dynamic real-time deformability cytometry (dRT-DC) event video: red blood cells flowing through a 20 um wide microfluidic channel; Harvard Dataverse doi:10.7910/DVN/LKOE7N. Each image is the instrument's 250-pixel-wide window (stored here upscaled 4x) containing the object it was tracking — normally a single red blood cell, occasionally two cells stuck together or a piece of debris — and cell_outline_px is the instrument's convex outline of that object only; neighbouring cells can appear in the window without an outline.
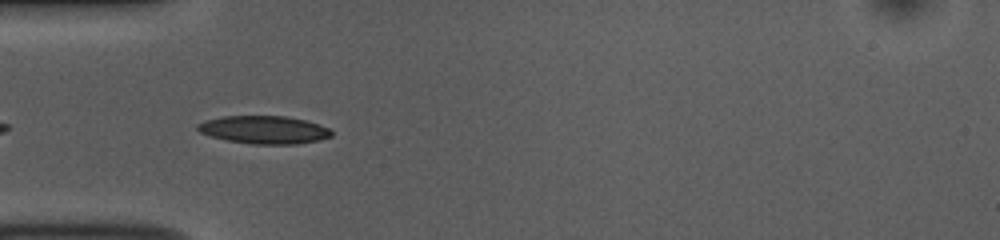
{"species": "common noctule bat (a hibernating species)", "species_latin": "Nyctalus noctula", "temperature_condition": "room temperature", "stored_images_in_passage": 39, "camera_frame_rate_fps": 3000, "um_per_image_px": 0.085, "animal": {"sex": "female", "body_mass_g": 10.0, "forearm_length_mm": 53.1}, "frame": {"image": 1, "passage_image": 3, "time_ms": 0.667, "image_size_px": [1000, 240], "cell_outline_px": [[332, 136], [320, 140], [296, 144], [252, 144], [228, 140], [212, 136], [200, 132], [196, 128], [196, 124], [204, 120], [224, 116], [284, 116], [304, 120], [328, 128], [332, 132]], "centroid_in_image_um": [22.42, 11.03], "position_along_channel_um": 62.6, "area_um2": 21.62}}
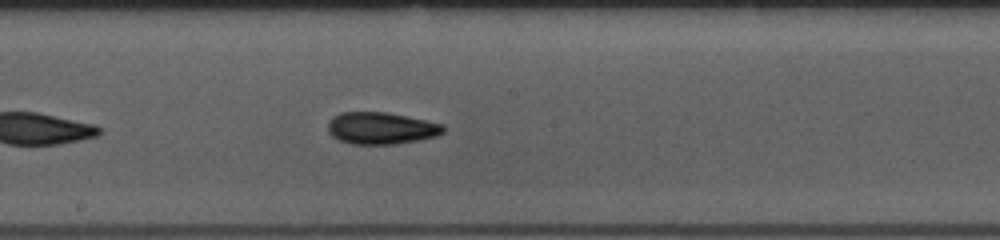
{"frame": {"image": 2, "passage_image": 15, "time_ms": 4.667, "image_size_px": [1000, 240], "cell_outline_px": [[444, 132], [436, 136], [420, 140], [396, 144], [352, 144], [340, 140], [332, 136], [328, 132], [328, 120], [332, 116], [340, 112], [388, 112], [444, 124]], "centroid_in_image_um": [32.38, 10.89], "position_along_channel_um": 215.8, "area_um2": 21.68}}
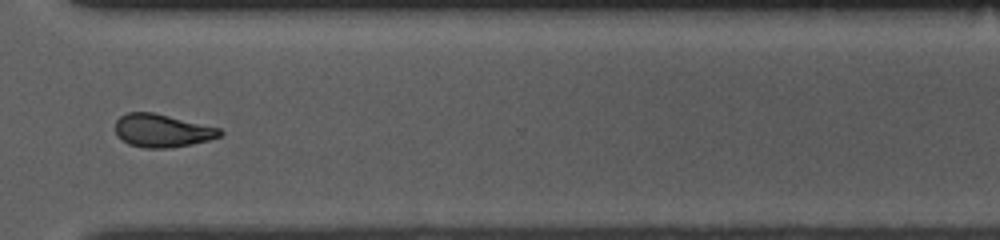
{"frame": {"image": 3, "passage_image": 26, "time_ms": 8.333, "image_size_px": [1000, 240], "cell_outline_px": [[224, 132], [220, 136], [208, 140], [192, 144], [172, 148], [144, 148], [128, 144], [120, 140], [116, 136], [116, 120], [120, 116], [128, 112], [152, 112], [220, 128]], "centroid_in_image_um": [13.75, 11.11], "position_along_channel_um": 356.8, "area_um2": 20.23}, "authors_computed_cell_mechanics": {"area_um2": 20.5768, "velocity_mm_per_s": 3.8448, "shape_relaxation_time_tau1_ms": 5.9888, "shape_relaxation_time_tau2_ms": 4.2063, "deformation_change_tau1": 0.1517, "deformation_change_tau2": 0.1186}}